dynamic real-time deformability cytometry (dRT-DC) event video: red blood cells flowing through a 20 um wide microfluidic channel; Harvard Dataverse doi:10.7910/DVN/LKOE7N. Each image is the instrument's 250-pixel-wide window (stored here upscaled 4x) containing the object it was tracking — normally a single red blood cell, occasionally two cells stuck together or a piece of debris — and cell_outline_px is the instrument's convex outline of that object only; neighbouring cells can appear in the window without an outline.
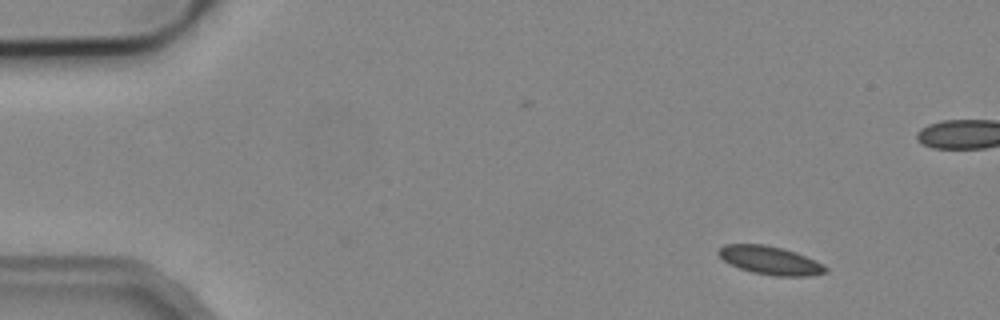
{"species": "common noctule bat (a hibernating species)", "species_latin": "Nyctalus noctula", "temperature_condition": "cold", "stored_images_in_passage": 2, "camera_frame_rate_fps": 3000, "um_per_image_px": 0.085, "animal": {"sex": "male", "body_mass_g": 19.2, "forearm_length_mm": 51.8}, "frame": {"image": 1, "passage_image": 2, "time_ms": 1.0, "image_size_px": [1000, 320], "cell_outline_px": [[828, 272], [808, 276], [776, 276], [752, 272], [740, 268], [724, 260], [716, 252], [724, 244], [764, 244], [784, 248], [796, 252], [816, 260], [824, 264], [828, 268]], "centroid_in_image_um": [65.51, 22.12], "position_along_channel_um": 19.5, "area_um2": 17.74}}